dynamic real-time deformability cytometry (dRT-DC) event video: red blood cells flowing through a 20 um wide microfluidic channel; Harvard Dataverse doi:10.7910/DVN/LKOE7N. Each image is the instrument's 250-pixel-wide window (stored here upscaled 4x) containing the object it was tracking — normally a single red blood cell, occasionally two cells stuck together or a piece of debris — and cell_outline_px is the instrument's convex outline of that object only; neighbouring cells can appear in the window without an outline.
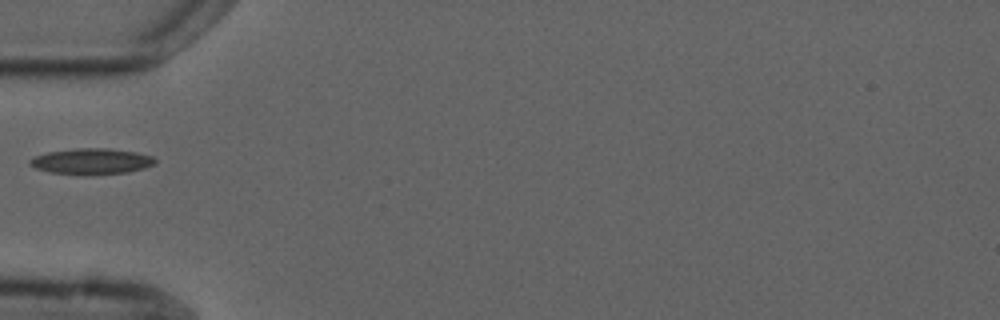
{"species": "common noctule bat (a hibernating species)", "species_latin": "Nyctalus noctula", "temperature_condition": "cold", "stored_images_in_passage": 2, "camera_frame_rate_fps": 3000, "um_per_image_px": 0.085, "animal": {"sex": "male", "forearm_length_mm": 52.5}, "frame": {"image": 1, "passage_image": 1, "time_ms": 0.0, "image_size_px": [1000, 320], "cell_outline_px": [[156, 164], [144, 168], [128, 172], [84, 176], [48, 172], [36, 168], [28, 164], [28, 160], [32, 156], [48, 152], [76, 148], [108, 148], [136, 152], [152, 156], [156, 160]], "centroid_in_image_um": [7.74, 13.72], "position_along_channel_um": 77.3, "area_um2": 19.31}}
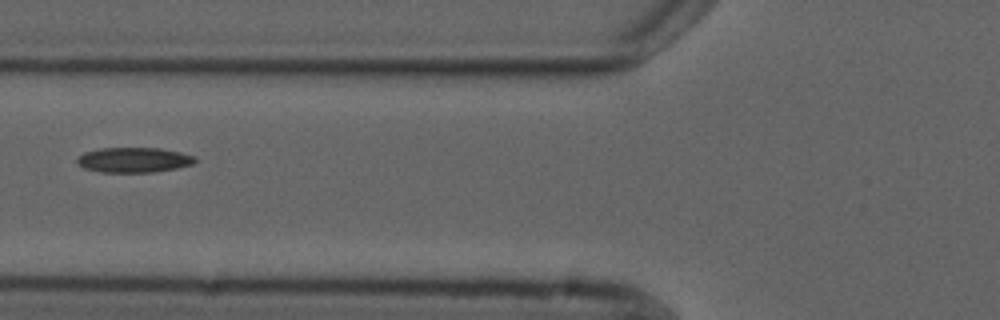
{"frame": {"image": 2, "passage_image": 2, "time_ms": 1.0, "image_size_px": [1000, 320], "cell_outline_px": [[196, 160], [192, 164], [176, 168], [152, 172], [100, 172], [84, 168], [76, 164], [76, 160], [84, 152], [100, 148], [160, 148], [180, 152], [196, 156]], "centroid_in_image_um": [11.35, 13.59], "position_along_channel_um": 114.4, "area_um2": 17.22}}